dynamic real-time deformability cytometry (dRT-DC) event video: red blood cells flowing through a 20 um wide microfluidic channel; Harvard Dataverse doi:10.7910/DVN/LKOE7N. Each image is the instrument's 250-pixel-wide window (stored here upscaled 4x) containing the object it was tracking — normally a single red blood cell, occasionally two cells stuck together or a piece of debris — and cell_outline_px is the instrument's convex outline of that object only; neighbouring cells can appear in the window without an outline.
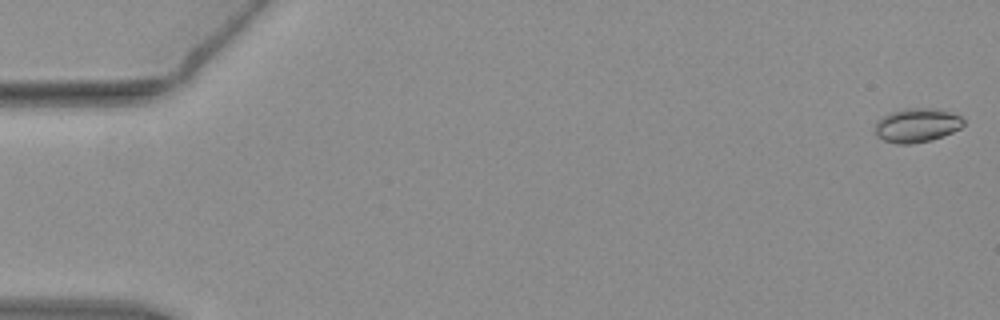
{"species": "common noctule bat (a hibernating species)", "species_latin": "Nyctalus noctula", "temperature_condition": "warm", "stored_images_in_passage": 4, "camera_frame_rate_fps": 3000, "um_per_image_px": 0.085, "animal": {"sex": "female", "body_mass_g": 19.3, "forearm_length_mm": 54.1}, "frame": {"image": 1, "passage_image": 1, "time_ms": 0.0, "image_size_px": [1000, 320], "cell_outline_px": [[964, 124], [960, 128], [952, 132], [932, 140], [912, 144], [896, 144], [884, 140], [876, 136], [876, 120], [900, 108], [940, 108], [952, 112], [960, 116], [964, 120]], "centroid_in_image_um": [77.95, 10.63], "position_along_channel_um": 7.1, "area_um2": 17.74}}